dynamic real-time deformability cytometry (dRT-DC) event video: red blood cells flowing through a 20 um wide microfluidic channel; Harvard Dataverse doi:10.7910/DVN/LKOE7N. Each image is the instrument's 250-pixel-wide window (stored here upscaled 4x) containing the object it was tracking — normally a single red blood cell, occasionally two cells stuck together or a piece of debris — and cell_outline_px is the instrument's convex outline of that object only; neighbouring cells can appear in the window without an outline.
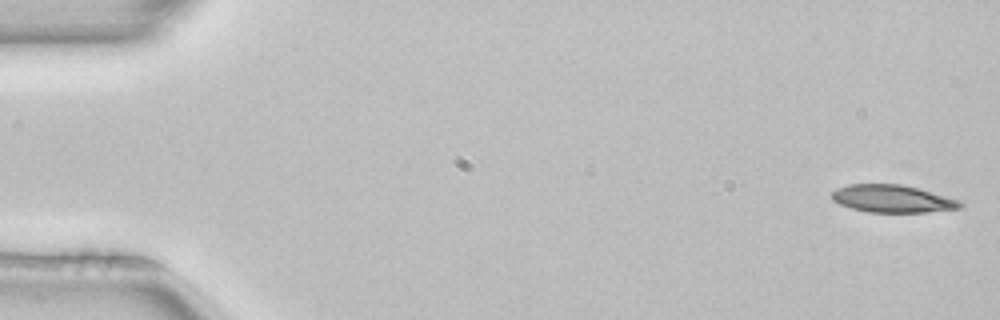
{"species": "common noctule bat (a hibernating species)", "species_latin": "Nyctalus noctula", "temperature_condition": "room temperature", "stored_images_in_passage": 4, "camera_frame_rate_fps": 3000, "um_per_image_px": 0.085, "animal": {"sex": "female", "body_mass_g": 22.7, "forearm_length_mm": 54.2}, "frame": {"image": 1, "passage_image": 1, "time_ms": 0.0, "image_size_px": [1000, 320], "cell_outline_px": [[964, 208], [928, 212], [868, 212], [852, 208], [840, 204], [832, 200], [832, 192], [836, 188], [848, 184], [900, 184], [916, 188], [960, 200], [964, 204]], "centroid_in_image_um": [75.87, 16.9], "position_along_channel_um": 9.1, "area_um2": 20.58}}